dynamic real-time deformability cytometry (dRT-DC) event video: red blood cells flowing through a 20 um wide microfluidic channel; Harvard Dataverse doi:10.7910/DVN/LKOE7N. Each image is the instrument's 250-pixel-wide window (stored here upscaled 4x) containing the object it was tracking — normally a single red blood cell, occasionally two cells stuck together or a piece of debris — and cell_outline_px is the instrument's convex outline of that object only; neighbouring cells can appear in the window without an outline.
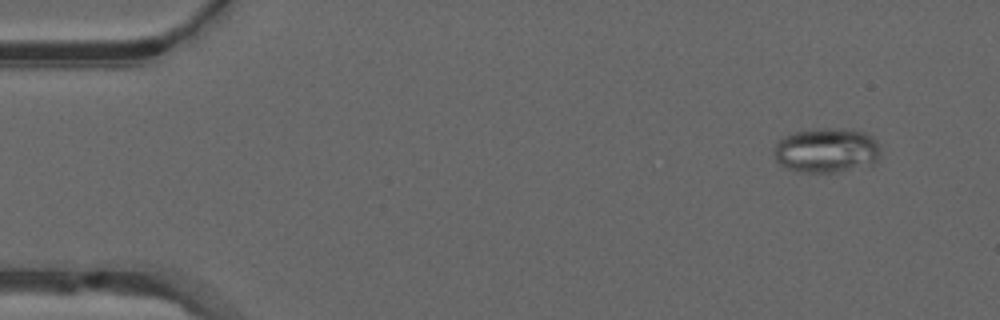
{"species": "common noctule bat (a hibernating species)", "species_latin": "Nyctalus noctula", "temperature_condition": "warm", "stored_images_in_passage": 51, "camera_frame_rate_fps": 3000, "um_per_image_px": 0.085, "animal": {"sex": "male", "forearm_length_mm": 52.5}, "frame": {"image": 1, "passage_image": 4, "time_ms": 1.0, "image_size_px": [1000, 320], "cell_outline_px": [[880, 156], [872, 164], [832, 172], [800, 172], [788, 168], [780, 164], [776, 160], [772, 152], [776, 144], [784, 136], [796, 132], [820, 128], [840, 128], [864, 132], [872, 136], [880, 144]], "centroid_in_image_um": [70.26, 12.76], "position_along_channel_um": 14.7, "area_um2": 27.69}}
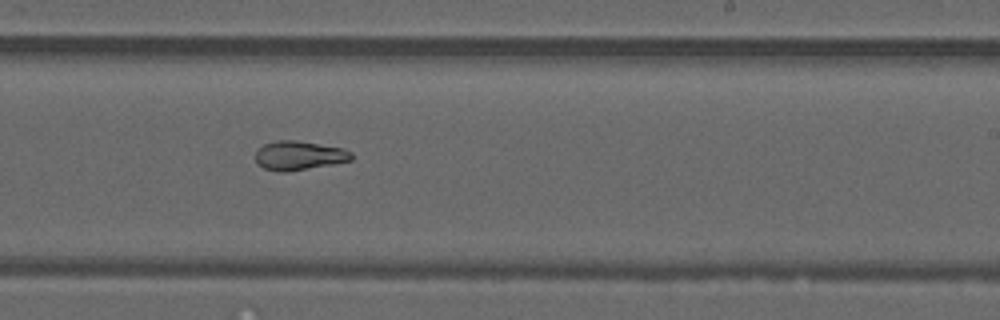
{"frame": {"image": 2, "passage_image": 31, "time_ms": 10.0, "image_size_px": [1000, 320], "cell_outline_px": [[352, 160], [332, 164], [284, 172], [276, 172], [264, 168], [256, 164], [256, 148], [264, 144], [276, 140], [296, 140], [344, 148], [352, 152]], "centroid_in_image_um": [25.38, 13.21], "position_along_channel_um": 263.6, "area_um2": 16.36}}
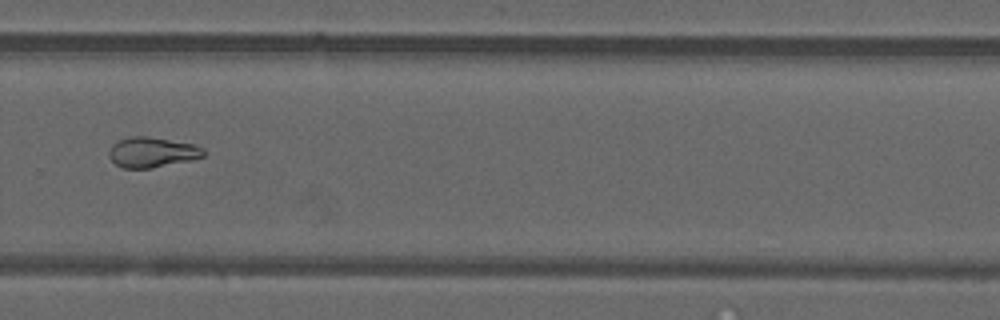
{"frame": {"image": 3, "passage_image": 35, "time_ms": 11.333, "image_size_px": [1000, 320], "cell_outline_px": [[204, 156], [192, 160], [152, 168], [124, 168], [116, 164], [108, 156], [108, 152], [112, 144], [120, 140], [132, 136], [144, 136], [192, 144], [204, 148]], "centroid_in_image_um": [12.91, 12.95], "position_along_channel_um": 316.9, "area_um2": 16.47}, "authors_computed_cell_mechanics": {"area_um2": 19.5942, "velocity_mm_per_s": 4.0107, "shape_relaxation_time_tau1_ms": null, "shape_relaxation_time_tau2_ms": 4.1792, "deformation_change_tau1": null, "deformation_change_tau2": 0.1067}}